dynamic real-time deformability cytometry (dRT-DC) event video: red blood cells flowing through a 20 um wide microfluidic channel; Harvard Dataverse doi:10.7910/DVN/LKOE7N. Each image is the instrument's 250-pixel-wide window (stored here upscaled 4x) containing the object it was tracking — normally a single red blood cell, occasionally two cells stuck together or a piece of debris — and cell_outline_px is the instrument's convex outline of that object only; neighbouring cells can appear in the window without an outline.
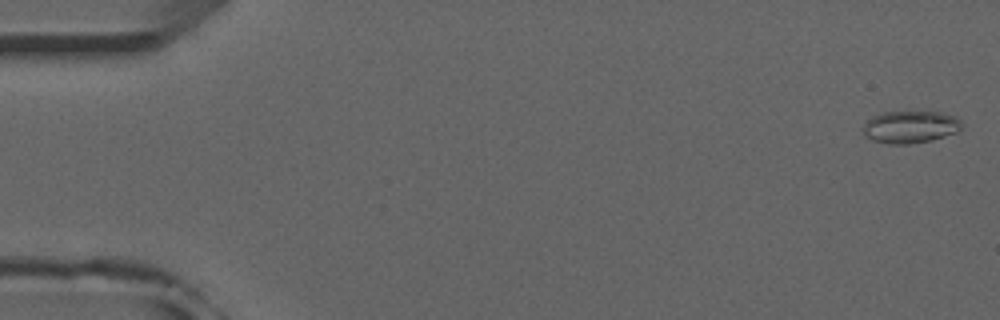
{"species": "common noctule bat (a hibernating species)", "species_latin": "Nyctalus noctula", "temperature_condition": "room temperature", "stored_images_in_passage": 52, "camera_frame_rate_fps": 3000, "um_per_image_px": 0.085, "animal": {"sex": "male", "forearm_length_mm": 52.5}, "frame": {"image": 1, "passage_image": 1, "time_ms": 0.0, "image_size_px": [1000, 320], "cell_outline_px": [[964, 124], [956, 132], [932, 140], [908, 144], [888, 144], [872, 140], [864, 136], [860, 128], [872, 116], [880, 112], [928, 108], [956, 116]], "centroid_in_image_um": [77.36, 10.72], "position_along_channel_um": 7.6, "area_um2": 19.71}}
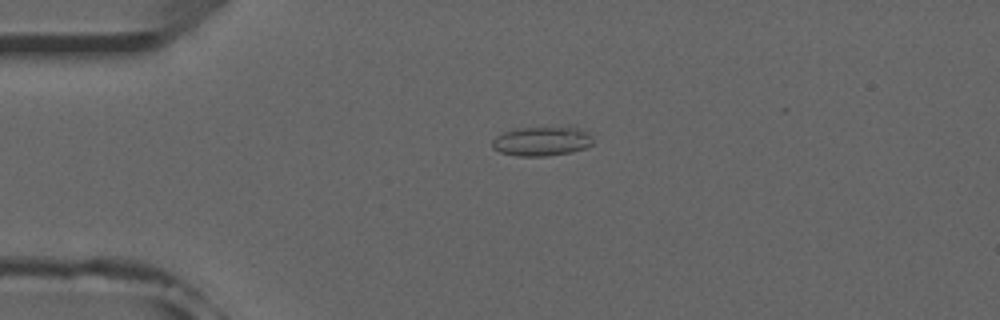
{"frame": {"image": 2, "passage_image": 12, "time_ms": 3.667, "image_size_px": [1000, 320], "cell_outline_px": [[592, 144], [584, 148], [572, 152], [548, 156], [516, 156], [500, 152], [492, 148], [492, 140], [496, 136], [504, 132], [516, 128], [568, 124], [572, 124], [592, 136]], "centroid_in_image_um": [46.07, 11.96], "position_along_channel_um": 38.9, "area_um2": 17.98}}
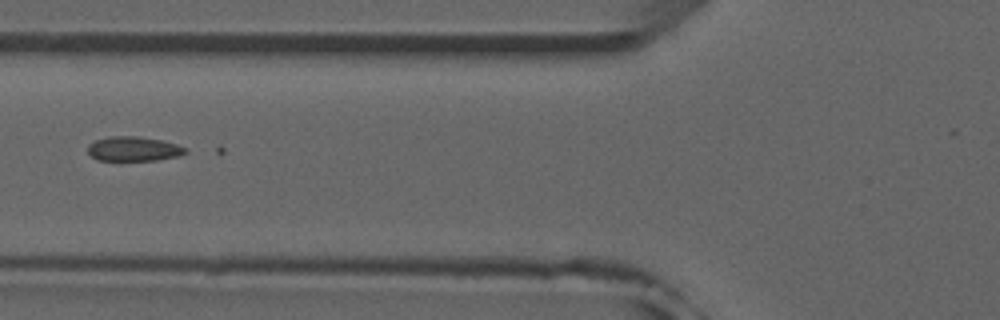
{"frame": {"image": 3, "passage_image": 20, "time_ms": 6.333, "image_size_px": [1000, 320], "cell_outline_px": [[188, 152], [176, 156], [156, 160], [96, 160], [88, 152], [88, 144], [96, 140], [108, 136], [140, 136], [164, 140], [188, 148]], "centroid_in_image_um": [11.36, 12.64], "position_along_channel_um": 114.4, "area_um2": 14.05}}